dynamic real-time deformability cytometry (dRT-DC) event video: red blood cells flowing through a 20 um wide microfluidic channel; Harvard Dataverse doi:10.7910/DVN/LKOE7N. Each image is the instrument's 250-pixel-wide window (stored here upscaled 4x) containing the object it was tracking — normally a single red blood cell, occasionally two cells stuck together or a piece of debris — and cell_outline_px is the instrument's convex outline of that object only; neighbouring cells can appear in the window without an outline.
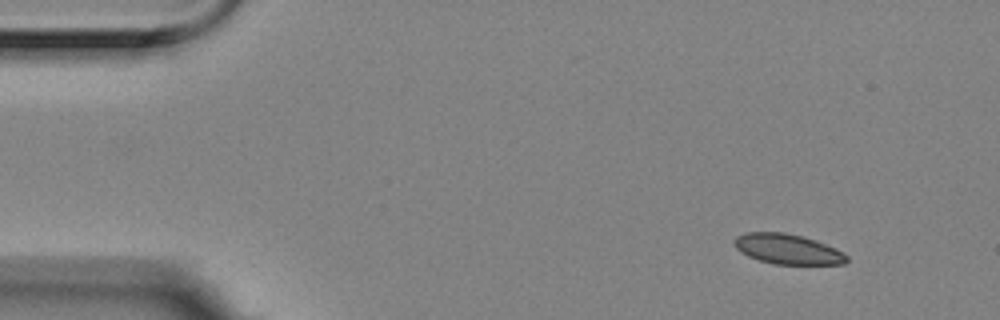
{"species": "Egyptian fruit bat (a non-hibernating species)", "species_latin": "Rousettus aegyptiacus", "temperature_condition": "room temperature", "stored_images_in_passage": 5, "camera_frame_rate_fps": 3000, "um_per_image_px": 0.085, "animal": {"sex": "female"}, "frame": {"image": 1, "passage_image": 1, "time_ms": 0.0, "image_size_px": [1000, 320], "cell_outline_px": [[848, 260], [844, 264], [772, 264], [748, 256], [740, 252], [736, 248], [736, 236], [744, 232], [784, 232], [804, 236], [816, 240], [836, 248], [844, 252], [848, 256]], "centroid_in_image_um": [66.98, 21.17], "position_along_channel_um": 18.0, "area_um2": 19.83}}